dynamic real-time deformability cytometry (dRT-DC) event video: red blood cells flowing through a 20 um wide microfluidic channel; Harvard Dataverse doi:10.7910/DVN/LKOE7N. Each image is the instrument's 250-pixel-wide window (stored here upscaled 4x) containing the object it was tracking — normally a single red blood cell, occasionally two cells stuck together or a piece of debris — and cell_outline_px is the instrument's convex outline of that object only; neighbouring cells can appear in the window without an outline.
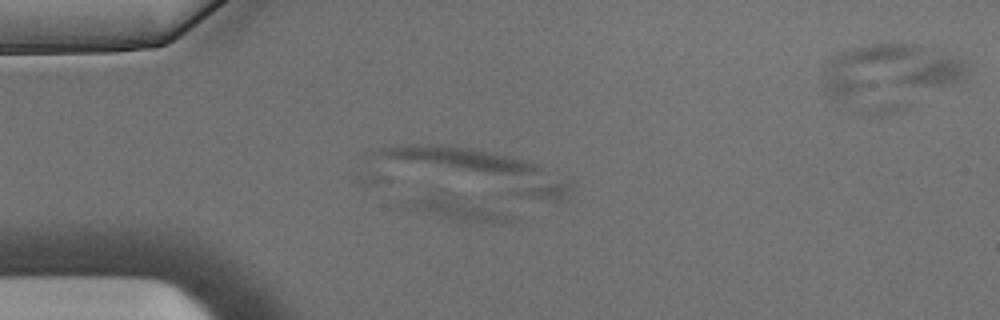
{"species": "Egyptian fruit bat (a non-hibernating species)", "species_latin": "Rousettus aegyptiacus", "temperature_condition": "warm", "stored_images_in_passage": 29, "camera_frame_rate_fps": 3000, "um_per_image_px": 0.085, "animal": {"sex": "male"}, "frame": {"image": 1, "passage_image": 13, "time_ms": 4.0, "image_size_px": [1000, 320], "cell_outline_px": [[520, 220], [512, 224], [492, 224], [452, 220], [392, 208], [400, 200], [440, 188], [452, 192], [512, 216]], "centroid_in_image_um": [38.53, 17.69], "position_along_channel_um": 46.5, "area_um2": 16.76}}